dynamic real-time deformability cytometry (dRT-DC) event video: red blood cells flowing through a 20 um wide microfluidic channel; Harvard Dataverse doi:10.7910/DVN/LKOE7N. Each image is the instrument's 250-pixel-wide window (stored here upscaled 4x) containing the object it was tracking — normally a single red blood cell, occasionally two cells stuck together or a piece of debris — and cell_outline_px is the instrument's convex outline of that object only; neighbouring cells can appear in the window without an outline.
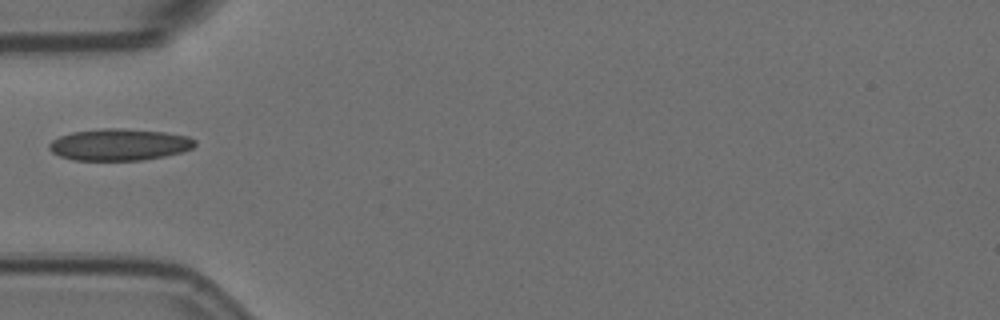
{"species": "Egyptian fruit bat (a non-hibernating species)", "species_latin": "Rousettus aegyptiacus", "temperature_condition": "room temperature", "stored_images_in_passage": 6, "camera_frame_rate_fps": 3000, "um_per_image_px": 0.085, "animal": {"sex": "female"}, "frame": {"image": 1, "passage_image": 1, "time_ms": 0.0, "image_size_px": [1000, 320], "cell_outline_px": [[196, 144], [192, 148], [180, 152], [164, 156], [144, 160], [72, 160], [60, 156], [52, 152], [48, 148], [48, 144], [52, 140], [60, 136], [72, 132], [100, 128], [120, 128], [164, 132], [188, 136], [196, 140]], "centroid_in_image_um": [10.12, 12.29], "position_along_channel_um": 74.9, "area_um2": 26.99}}
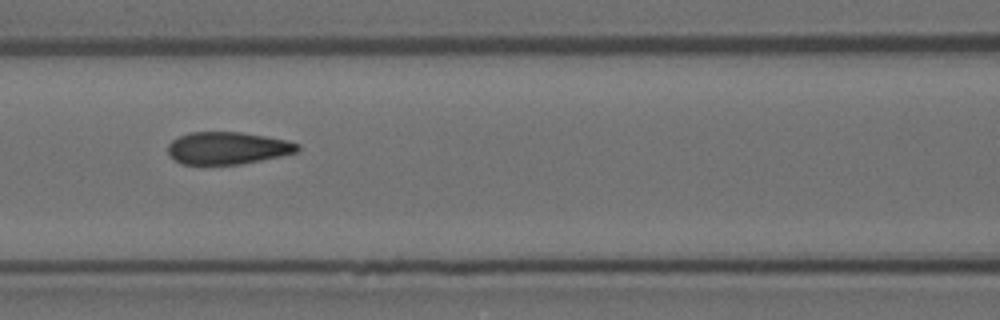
{"frame": {"image": 2, "passage_image": 3, "time_ms": 0.667, "image_size_px": [1000, 320], "cell_outline_px": [[300, 148], [296, 152], [280, 156], [240, 164], [184, 164], [176, 160], [168, 152], [168, 144], [172, 140], [188, 132], [240, 132], [288, 140], [300, 144]], "centroid_in_image_um": [19.36, 12.57], "position_along_channel_um": 147.2, "area_um2": 24.22}}
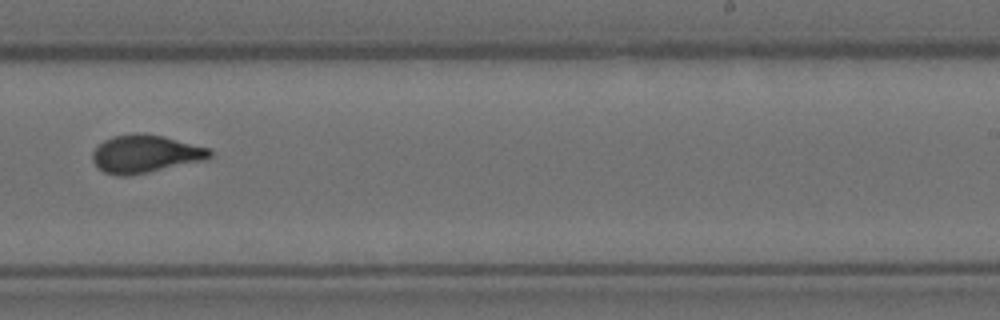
{"frame": {"image": 3, "passage_image": 6, "time_ms": 1.667, "image_size_px": [1000, 320], "cell_outline_px": [[212, 156], [208, 160], [128, 176], [116, 176], [104, 172], [96, 168], [92, 160], [92, 152], [96, 144], [112, 136], [136, 132], [144, 132], [164, 136], [208, 148], [212, 152]], "centroid_in_image_um": [12.31, 13.07], "position_along_channel_um": 276.7, "area_um2": 26.41}}